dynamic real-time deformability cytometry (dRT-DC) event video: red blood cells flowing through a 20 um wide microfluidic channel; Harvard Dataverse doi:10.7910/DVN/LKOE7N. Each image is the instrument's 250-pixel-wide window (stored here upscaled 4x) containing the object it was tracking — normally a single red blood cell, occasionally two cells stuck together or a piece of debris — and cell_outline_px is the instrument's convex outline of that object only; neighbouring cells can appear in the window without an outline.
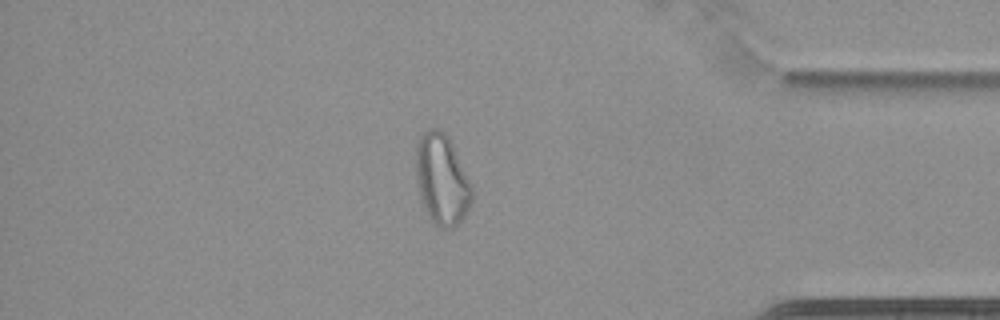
{"species": "common noctule bat (a hibernating species)", "species_latin": "Nyctalus noctula", "temperature_condition": "cold", "stored_images_in_passage": 60, "camera_frame_rate_fps": 3000, "um_per_image_px": 0.085, "animal": {"sex": "female", "body_mass_g": 22.7, "forearm_length_mm": 54.2}, "frame": {"image": 1, "passage_image": 52, "time_ms": 17.0, "image_size_px": [1000, 320], "cell_outline_px": [[472, 200], [464, 216], [452, 228], [440, 228], [432, 224], [424, 208], [420, 196], [416, 180], [416, 140], [428, 128], [440, 128], [448, 136], [452, 144], [472, 188]], "centroid_in_image_um": [37.52, 15.25], "position_along_channel_um": 397.7, "area_um2": 29.48}, "authors_computed_cell_mechanics": {"area_um2": 28.9578, "velocity_mm_per_s": 3.4647, "shape_relaxation_time_tau1_ms": null, "shape_relaxation_time_tau2_ms": 2.3997, "deformation_change_tau1": null, "deformation_change_tau2": 0.0877}}